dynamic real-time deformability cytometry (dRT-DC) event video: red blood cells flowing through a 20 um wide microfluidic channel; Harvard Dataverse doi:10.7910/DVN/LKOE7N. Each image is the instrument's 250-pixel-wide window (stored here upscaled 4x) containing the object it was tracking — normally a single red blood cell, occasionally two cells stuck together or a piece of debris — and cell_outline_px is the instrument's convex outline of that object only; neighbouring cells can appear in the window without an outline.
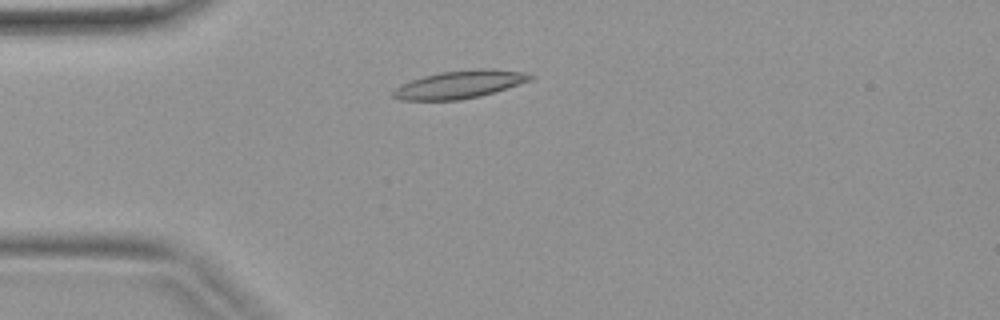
{"species": "common noctule bat (a hibernating species)", "species_latin": "Nyctalus noctula", "temperature_condition": "warm", "stored_images_in_passage": 3, "camera_frame_rate_fps": 3000, "um_per_image_px": 0.085, "animal": {"sex": "female", "body_mass_g": 19.9}, "frame": {"image": 1, "passage_image": 2, "time_ms": 0.333, "image_size_px": [1000, 320], "cell_outline_px": [[536, 76], [532, 80], [520, 84], [480, 96], [460, 100], [400, 100], [392, 96], [392, 92], [400, 84], [424, 76], [440, 72], [476, 68], [484, 68], [524, 72]], "centroid_in_image_um": [39.08, 7.17], "position_along_channel_um": 45.9, "area_um2": 22.25}}
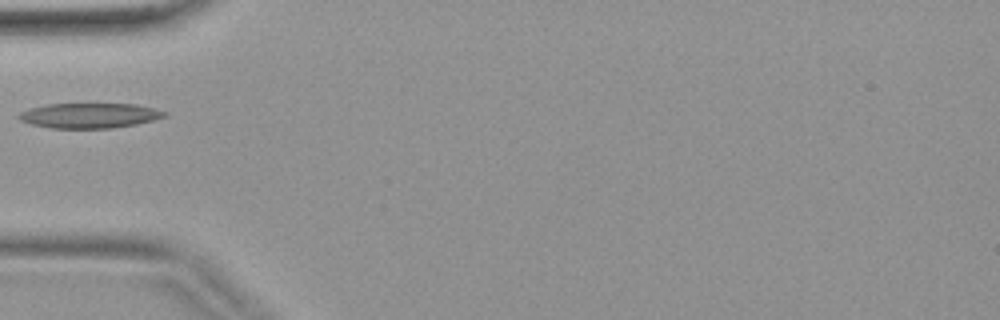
{"frame": {"image": 2, "passage_image": 3, "time_ms": 0.667, "image_size_px": [1000, 320], "cell_outline_px": [[168, 116], [136, 124], [112, 128], [52, 128], [32, 124], [20, 120], [16, 116], [20, 112], [28, 108], [48, 104], [136, 104], [168, 112]], "centroid_in_image_um": [7.6, 9.82], "position_along_channel_um": 77.4, "area_um2": 21.21}}